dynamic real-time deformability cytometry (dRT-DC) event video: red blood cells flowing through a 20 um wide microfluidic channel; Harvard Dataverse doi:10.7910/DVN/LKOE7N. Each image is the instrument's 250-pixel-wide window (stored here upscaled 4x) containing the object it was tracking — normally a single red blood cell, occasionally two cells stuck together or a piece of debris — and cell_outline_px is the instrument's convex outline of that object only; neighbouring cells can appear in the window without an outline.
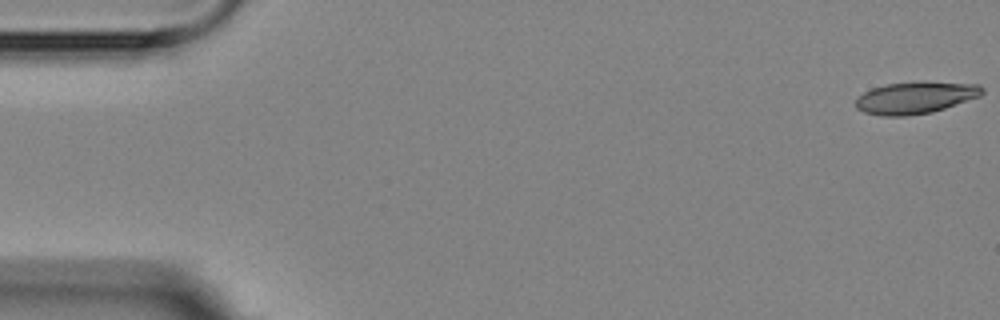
{"species": "Egyptian fruit bat (a non-hibernating species)", "species_latin": "Rousettus aegyptiacus", "temperature_condition": "room temperature", "stored_images_in_passage": 14, "camera_frame_rate_fps": 3000, "um_per_image_px": 0.085, "animal": {"sex": "female"}, "frame": {"image": 1, "passage_image": 1, "time_ms": 0.0, "image_size_px": [1000, 320], "cell_outline_px": [[984, 92], [980, 96], [932, 112], [908, 116], [880, 116], [864, 112], [856, 108], [856, 100], [864, 92], [872, 88], [884, 84], [980, 84], [984, 88]], "centroid_in_image_um": [77.76, 8.35], "position_along_channel_um": 7.2, "area_um2": 22.6}}
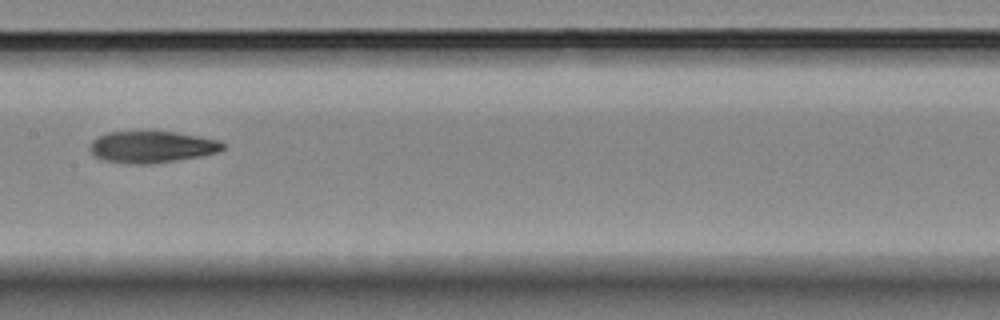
{"frame": {"image": 2, "passage_image": 8, "time_ms": 9.0, "image_size_px": [1000, 320], "cell_outline_px": [[228, 144], [224, 148], [216, 152], [200, 156], [176, 160], [148, 164], [128, 164], [104, 160], [96, 156], [88, 148], [92, 140], [108, 132], [176, 132], [200, 136], [220, 140]], "centroid_in_image_um": [12.94, 12.49], "position_along_channel_um": 194.5, "area_um2": 24.45}}
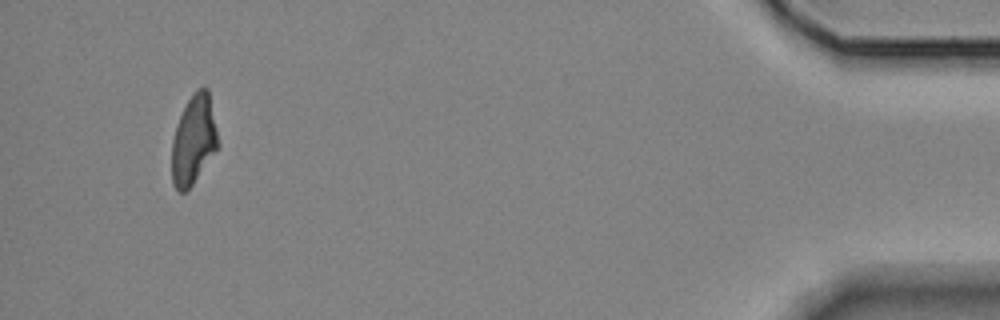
{"frame": {"image": 3, "passage_image": 14, "time_ms": 17.333, "image_size_px": [1000, 320], "cell_outline_px": [[220, 144], [192, 184], [184, 192], [180, 192], [172, 184], [172, 140], [176, 124], [192, 92], [196, 88], [204, 84], [208, 88]], "centroid_in_image_um": [16.46, 11.83], "position_along_channel_um": 418.7, "area_um2": 24.04}, "authors_computed_cell_mechanics": {"area_um2": 24.565, "velocity_mm_per_s": 3.5743, "shape_relaxation_time_tau1_ms": null, "shape_relaxation_time_tau2_ms": 3.1369, "deformation_change_tau1": null, "deformation_change_tau2": 0.1159}}